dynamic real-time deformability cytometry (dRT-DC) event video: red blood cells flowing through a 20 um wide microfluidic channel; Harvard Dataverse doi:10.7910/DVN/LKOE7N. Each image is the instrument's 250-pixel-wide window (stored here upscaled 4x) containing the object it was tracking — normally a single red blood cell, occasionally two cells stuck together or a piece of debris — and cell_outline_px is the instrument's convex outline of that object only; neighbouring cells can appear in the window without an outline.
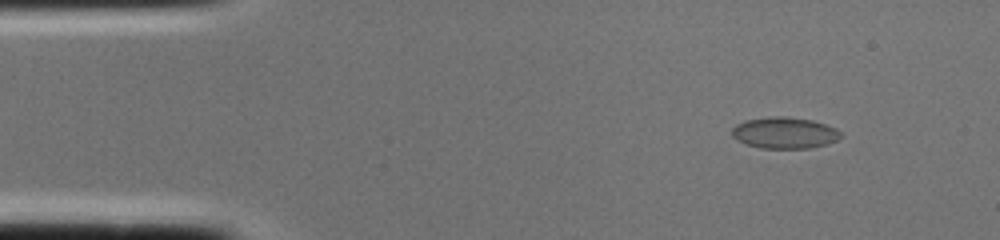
{"species": "common noctule bat (a hibernating species)", "species_latin": "Nyctalus noctula", "temperature_condition": "cold", "stored_images_in_passage": 1, "camera_frame_rate_fps": 3000, "um_per_image_px": 0.085, "animal": {"sex": "female", "body_mass_g": 22.0, "forearm_length_mm": 56.7}, "frame": {"image": 1, "passage_image": 1, "time_ms": 0.0, "image_size_px": [1000, 240], "cell_outline_px": [[840, 136], [836, 140], [828, 144], [808, 148], [760, 148], [744, 144], [736, 140], [732, 136], [732, 128], [736, 124], [744, 120], [772, 116], [788, 116], [812, 120], [836, 128], [840, 132]], "centroid_in_image_um": [66.64, 11.29], "position_along_channel_um": 18.4, "area_um2": 20.0}}